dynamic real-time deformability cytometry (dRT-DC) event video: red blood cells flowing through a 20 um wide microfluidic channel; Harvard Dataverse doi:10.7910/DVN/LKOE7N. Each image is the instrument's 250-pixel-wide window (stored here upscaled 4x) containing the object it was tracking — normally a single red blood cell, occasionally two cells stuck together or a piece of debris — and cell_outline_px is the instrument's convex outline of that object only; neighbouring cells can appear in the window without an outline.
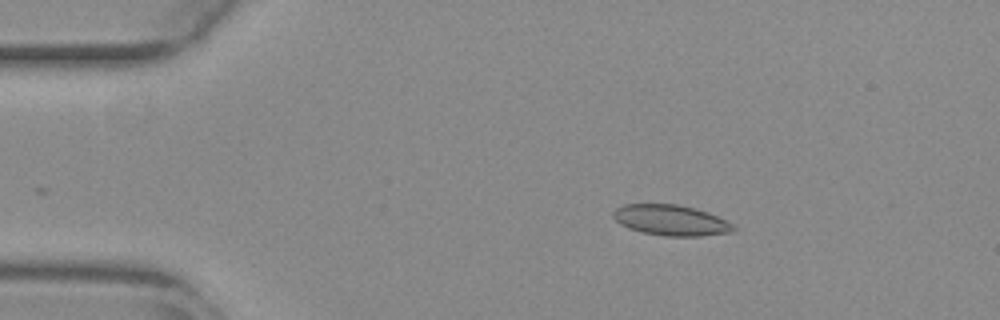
{"species": "common noctule bat (a hibernating species)", "species_latin": "Nyctalus noctula", "temperature_condition": "warm", "stored_images_in_passage": 35, "camera_frame_rate_fps": 3000, "um_per_image_px": 0.085, "animal": {"sex": "female", "body_mass_g": 29.2, "forearm_length_mm": 56.3}, "frame": {"image": 1, "passage_image": 3, "time_ms": 0.667, "image_size_px": [1000, 320], "cell_outline_px": [[736, 232], [700, 236], [664, 236], [640, 232], [628, 228], [620, 224], [612, 216], [612, 212], [616, 208], [624, 204], [676, 204], [696, 208], [708, 212], [728, 220], [736, 228]], "centroid_in_image_um": [57.05, 18.72], "position_along_channel_um": 27.9, "area_um2": 21.79}}
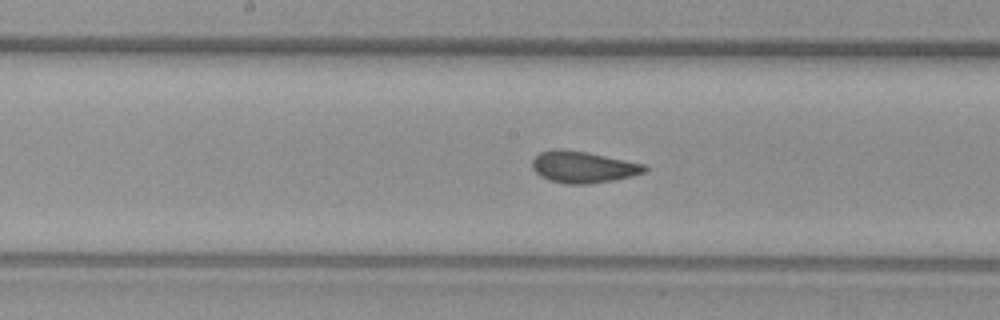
{"frame": {"image": 2, "passage_image": 21, "time_ms": 6.667, "image_size_px": [1000, 320], "cell_outline_px": [[648, 168], [644, 172], [632, 176], [616, 180], [588, 184], [564, 184], [548, 180], [540, 176], [532, 168], [532, 160], [540, 152], [556, 148], [560, 148], [584, 152], [644, 164]], "centroid_in_image_um": [49.52, 14.21], "position_along_channel_um": 198.7, "area_um2": 20.63}}
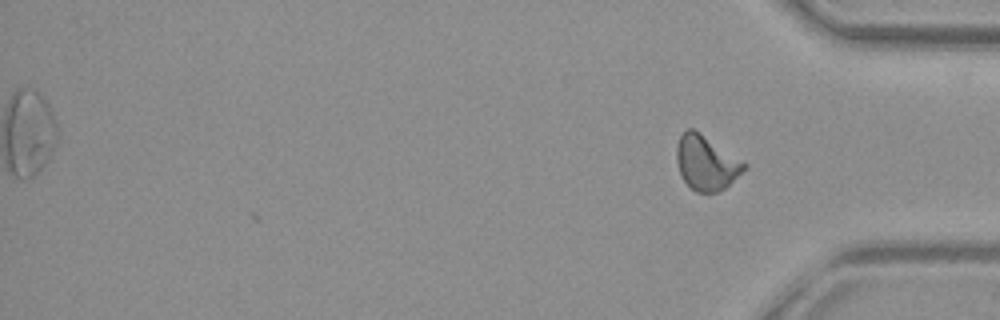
{"frame": {"image": 3, "passage_image": 35, "time_ms": 11.333, "image_size_px": [1000, 320], "cell_outline_px": [[748, 168], [724, 188], [716, 192], [696, 192], [684, 180], [680, 172], [676, 160], [676, 148], [680, 136], [688, 128], [692, 128], [700, 132], [748, 164]], "centroid_in_image_um": [60.04, 13.83], "position_along_channel_um": 375.2, "area_um2": 21.33}, "authors_computed_cell_mechanics": {"area_um2": 20.808, "velocity_mm_per_s": 3.8811, "shape_relaxation_time_tau1_ms": 8.0823, "shape_relaxation_time_tau2_ms": 1.0427, "deformation_change_tau1": 0.1665, "deformation_change_tau2": 0.0564}}